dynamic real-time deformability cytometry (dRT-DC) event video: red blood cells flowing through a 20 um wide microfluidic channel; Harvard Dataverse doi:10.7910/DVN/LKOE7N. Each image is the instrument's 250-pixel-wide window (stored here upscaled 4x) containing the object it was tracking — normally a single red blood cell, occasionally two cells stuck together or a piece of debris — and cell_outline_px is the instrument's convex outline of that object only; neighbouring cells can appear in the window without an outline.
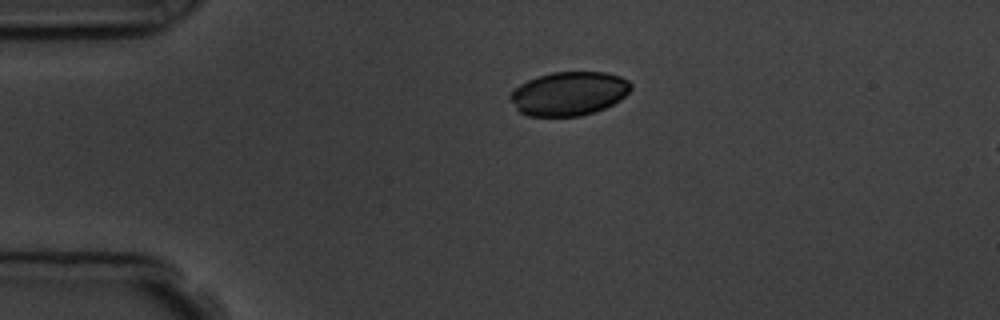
{"species": "common noctule bat (a hibernating species)", "species_latin": "Nyctalus noctula", "temperature_condition": "room temperature", "stored_images_in_passage": 2, "camera_frame_rate_fps": 3000, "um_per_image_px": 0.085, "animal": {"sex": "male", "body_mass_g": 19.5, "forearm_length_mm": 54.6}, "frame": {"image": 1, "passage_image": 1, "time_ms": 0.0, "image_size_px": [1000, 320], "cell_outline_px": [[632, 88], [620, 100], [604, 108], [580, 116], [528, 116], [520, 112], [516, 108], [508, 96], [520, 84], [536, 76], [552, 72], [608, 72], [620, 76], [628, 80], [632, 84]], "centroid_in_image_um": [48.36, 7.94], "position_along_channel_um": 36.6, "area_um2": 30.81}}